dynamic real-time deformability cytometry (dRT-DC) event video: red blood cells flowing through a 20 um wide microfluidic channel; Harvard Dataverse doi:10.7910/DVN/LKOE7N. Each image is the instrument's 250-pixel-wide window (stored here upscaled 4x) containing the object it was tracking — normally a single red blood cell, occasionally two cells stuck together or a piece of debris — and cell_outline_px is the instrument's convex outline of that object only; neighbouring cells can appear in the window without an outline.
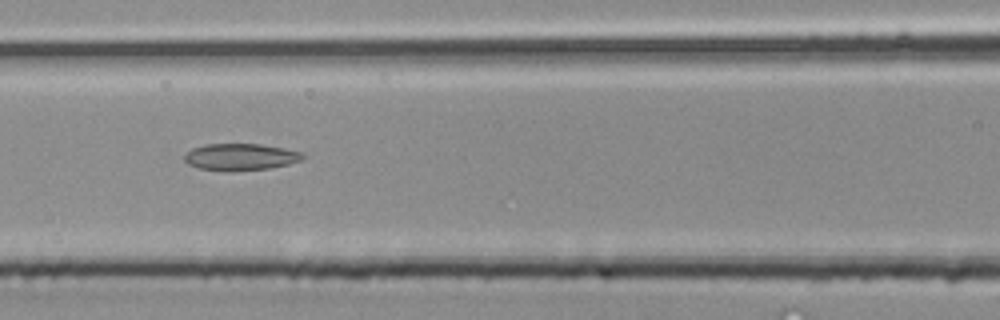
{"species": "common noctule bat (a hibernating species)", "species_latin": "Nyctalus noctula", "temperature_condition": "room temperature", "stored_images_in_passage": 36, "camera_frame_rate_fps": 3000, "um_per_image_px": 0.085, "animal": {"sex": "male", "body_mass_g": 20.4}, "frame": {"image": 1, "passage_image": 13, "time_ms": 4.0, "image_size_px": [1000, 320], "cell_outline_px": [[304, 160], [288, 164], [268, 168], [228, 172], [224, 172], [200, 168], [188, 164], [184, 160], [184, 156], [192, 148], [204, 144], [260, 144], [284, 148], [300, 152], [304, 156]], "centroid_in_image_um": [20.42, 13.35], "position_along_channel_um": 146.2, "area_um2": 18.55}}
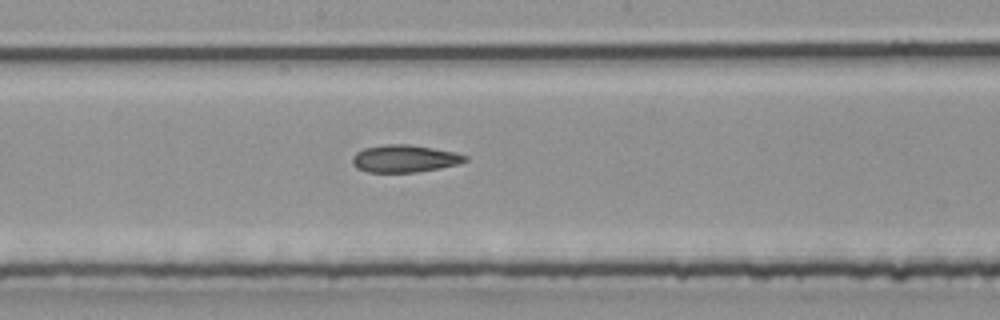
{"frame": {"image": 2, "passage_image": 17, "time_ms": 5.333, "image_size_px": [1000, 320], "cell_outline_px": [[468, 160], [456, 164], [440, 168], [416, 172], [368, 172], [356, 168], [352, 164], [352, 156], [356, 152], [364, 148], [388, 144], [408, 144], [456, 152], [468, 156]], "centroid_in_image_um": [34.37, 13.48], "position_along_channel_um": 213.8, "area_um2": 17.98}}
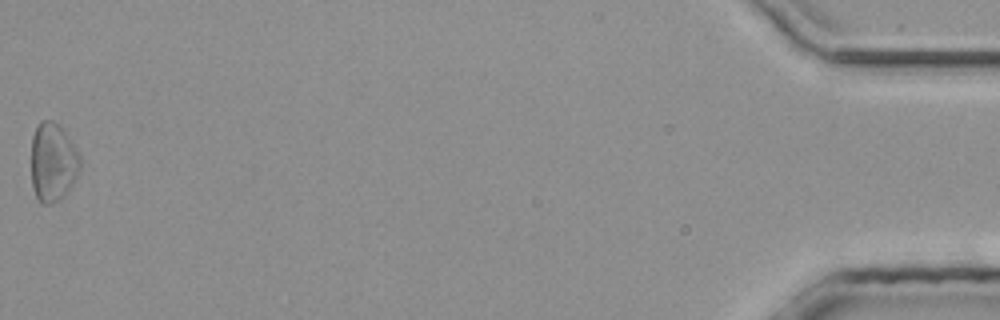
{"frame": {"image": 3, "passage_image": 36, "time_ms": 11.667, "image_size_px": [1000, 320], "cell_outline_px": [[80, 168], [68, 192], [60, 200], [52, 204], [40, 204], [32, 188], [32, 136], [40, 120], [52, 120], [68, 136], [76, 148], [80, 156]], "centroid_in_image_um": [4.49, 13.82], "position_along_channel_um": 430.7, "area_um2": 22.43}}